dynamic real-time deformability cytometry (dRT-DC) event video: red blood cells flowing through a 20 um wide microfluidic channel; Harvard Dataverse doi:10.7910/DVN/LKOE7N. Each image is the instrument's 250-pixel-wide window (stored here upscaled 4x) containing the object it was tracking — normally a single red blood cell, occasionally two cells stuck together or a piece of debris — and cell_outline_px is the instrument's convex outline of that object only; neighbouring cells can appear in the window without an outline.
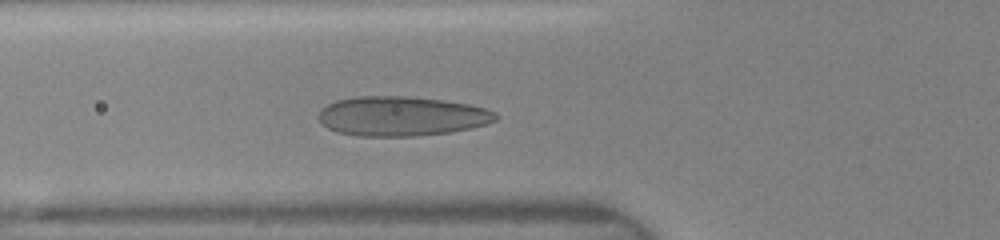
{"species": "human", "species_latin": "Homo sapiens", "temperature_condition": "room temperature", "stored_images_in_passage": 46, "camera_frame_rate_fps": 3000, "um_per_image_px": 0.085, "donor": {"sex": "female"}, "frame": {"image": 1, "passage_image": 15, "time_ms": 5.0, "image_size_px": [1000, 240], "cell_outline_px": [[500, 116], [496, 120], [472, 128], [448, 132], [416, 136], [360, 136], [336, 132], [320, 124], [320, 112], [328, 104], [336, 100], [356, 96], [408, 96], [440, 100], [468, 104], [484, 108], [496, 112]], "centroid_in_image_um": [34.13, 9.87], "position_along_channel_um": 91.7, "area_um2": 40.75}}
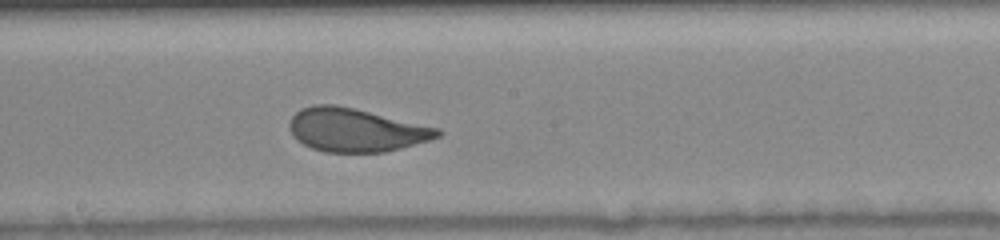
{"frame": {"image": 2, "passage_image": 31, "time_ms": 8.0, "image_size_px": [1000, 240], "cell_outline_px": [[444, 132], [440, 136], [428, 140], [400, 148], [384, 152], [324, 152], [312, 148], [296, 140], [288, 124], [292, 116], [300, 108], [312, 104], [336, 104], [440, 128]], "centroid_in_image_um": [30.22, 11.04], "position_along_channel_um": 218.0, "area_um2": 37.4}}
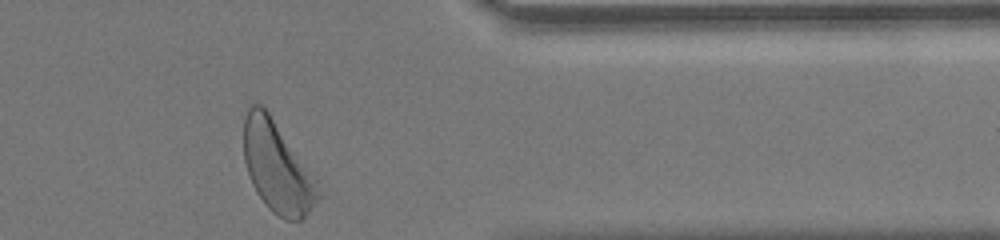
{"frame": {"image": 3, "passage_image": 46, "time_ms": 12.333, "image_size_px": [1000, 240], "cell_outline_px": [[320, 196], [308, 212], [300, 220], [284, 220], [272, 212], [268, 208], [256, 192], [252, 184], [244, 160], [244, 116], [248, 108], [252, 104], [260, 104], [268, 112], [316, 176], [320, 192]], "centroid_in_image_um": [23.57, 14.22], "position_along_channel_um": 387.8, "area_um2": 39.3}}